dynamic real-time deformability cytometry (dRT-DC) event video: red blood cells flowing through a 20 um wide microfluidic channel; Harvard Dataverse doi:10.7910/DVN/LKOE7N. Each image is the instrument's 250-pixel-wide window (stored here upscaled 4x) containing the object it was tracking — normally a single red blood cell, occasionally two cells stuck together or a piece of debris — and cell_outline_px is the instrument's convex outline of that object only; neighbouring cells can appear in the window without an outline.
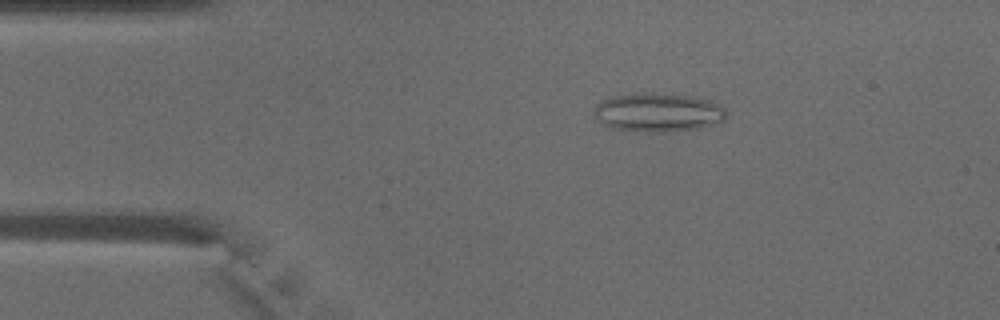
{"species": "common noctule bat (a hibernating species)", "species_latin": "Nyctalus noctula", "temperature_condition": "warm", "stored_images_in_passage": 47, "camera_frame_rate_fps": 3000, "um_per_image_px": 0.085, "animal": {"sex": "male", "body_mass_g": 18.8}, "frame": {"image": 1, "passage_image": 7, "time_ms": 2.0, "image_size_px": [1000, 320], "cell_outline_px": [[728, 116], [724, 120], [716, 124], [700, 128], [668, 132], [636, 132], [612, 128], [604, 124], [592, 116], [592, 112], [596, 104], [612, 96], [636, 92], [664, 92], [692, 96], [712, 100], [720, 104], [728, 112]], "centroid_in_image_um": [55.95, 9.54], "position_along_channel_um": 29.0, "area_um2": 30.92}}
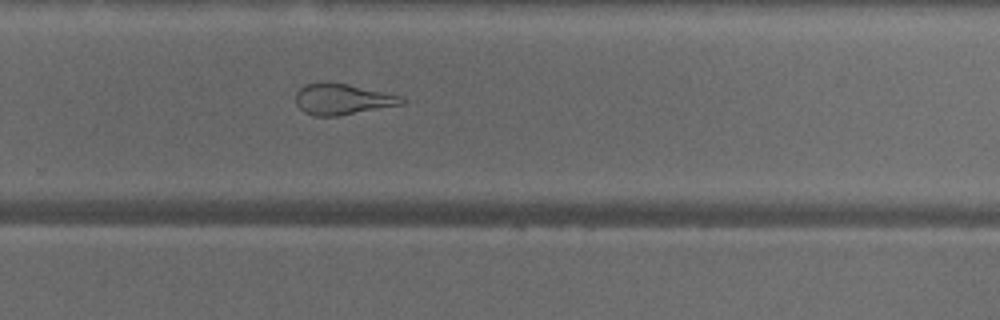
{"frame": {"image": 2, "passage_image": 30, "time_ms": 9.667, "image_size_px": [1000, 320], "cell_outline_px": [[408, 100], [404, 104], [336, 116], [312, 116], [304, 112], [296, 104], [296, 92], [304, 84], [328, 80], [348, 84], [404, 96]], "centroid_in_image_um": [29.11, 8.41], "position_along_channel_um": 300.7, "area_um2": 19.54}}
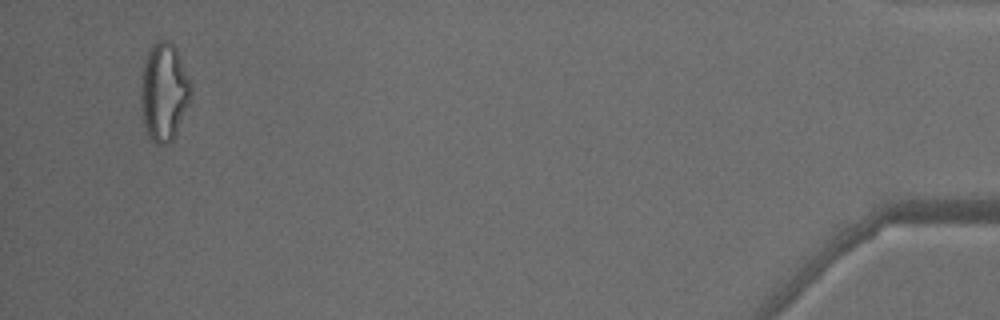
{"frame": {"image": 3, "passage_image": 45, "time_ms": 14.667, "image_size_px": [1000, 320], "cell_outline_px": [[192, 92], [176, 132], [172, 140], [168, 144], [156, 144], [148, 140], [144, 124], [140, 104], [140, 84], [144, 60], [152, 44], [156, 40], [172, 40], [176, 48], [188, 80]], "centroid_in_image_um": [13.88, 7.81], "position_along_channel_um": 421.3, "area_um2": 28.55}, "authors_computed_cell_mechanics": {"area_um2": 24.3338, "velocity_mm_per_s": 4.1075, "shape_relaxation_time_tau1_ms": null, "shape_relaxation_time_tau2_ms": 1.9332, "deformation_change_tau1": null, "deformation_change_tau2": 0.1208}}